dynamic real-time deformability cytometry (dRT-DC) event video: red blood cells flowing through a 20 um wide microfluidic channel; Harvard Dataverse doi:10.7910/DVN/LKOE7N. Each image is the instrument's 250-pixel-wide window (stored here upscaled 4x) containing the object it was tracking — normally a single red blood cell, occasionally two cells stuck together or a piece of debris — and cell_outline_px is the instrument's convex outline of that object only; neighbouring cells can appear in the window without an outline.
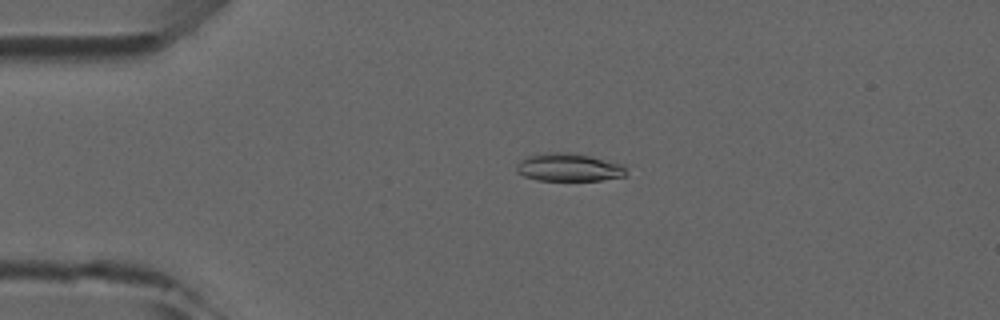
{"species": "common noctule bat (a hibernating species)", "species_latin": "Nyctalus noctula", "temperature_condition": "room temperature", "stored_images_in_passage": 3, "camera_frame_rate_fps": 3000, "um_per_image_px": 0.085, "animal": {"sex": "male", "forearm_length_mm": 52.5}, "frame": {"image": 1, "passage_image": 2, "time_ms": 1.0, "image_size_px": [1000, 320], "cell_outline_px": [[628, 176], [600, 180], [536, 180], [524, 176], [516, 172], [516, 164], [520, 160], [528, 156], [548, 152], [568, 152], [588, 156], [624, 164], [628, 172]], "centroid_in_image_um": [48.36, 14.23], "position_along_channel_um": 36.6, "area_um2": 17.98}}